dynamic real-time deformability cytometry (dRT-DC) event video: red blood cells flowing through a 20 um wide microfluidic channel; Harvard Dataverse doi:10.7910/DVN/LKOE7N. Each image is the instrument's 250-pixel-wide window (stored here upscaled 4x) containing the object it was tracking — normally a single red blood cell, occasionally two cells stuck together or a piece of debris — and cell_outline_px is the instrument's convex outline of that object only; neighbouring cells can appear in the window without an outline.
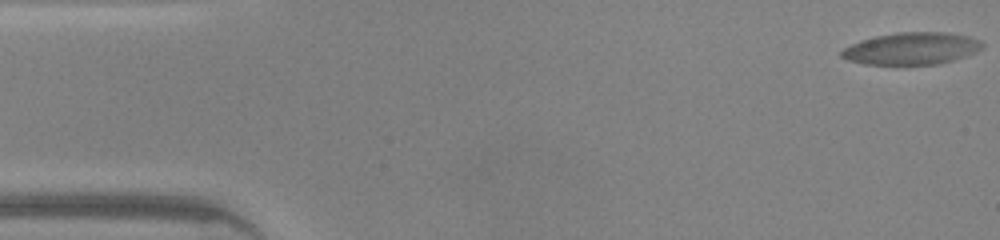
{"species": "common noctule bat (a hibernating species)", "species_latin": "Nyctalus noctula", "temperature_condition": "warm", "stored_images_in_passage": 50, "segment_of_instrument_passage": [1, 2], "camera_frame_rate_fps": 3000, "um_per_image_px": 0.085, "animal": {"sex": "male", "body_mass_g": 20.0, "forearm_length_mm": 53.3}, "frame": {"image": 1, "passage_image": 1, "time_ms": 0.0, "image_size_px": [1000, 240], "cell_outline_px": [[984, 44], [976, 52], [940, 64], [864, 64], [848, 60], [840, 56], [840, 52], [844, 48], [860, 40], [876, 36], [896, 32], [944, 32], [968, 36], [980, 40]], "centroid_in_image_um": [77.47, 4.12], "position_along_channel_um": 7.5, "area_um2": 26.18}}
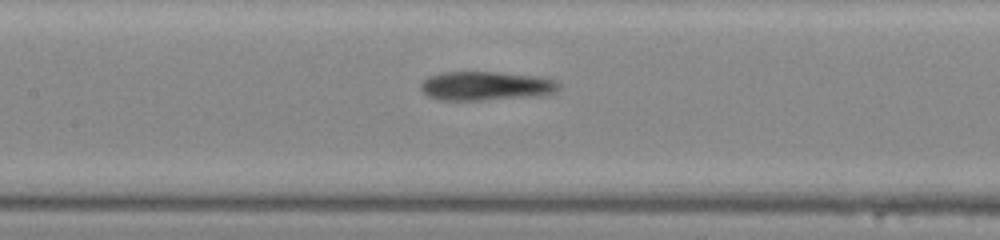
{"frame": {"image": 2, "passage_image": 22, "time_ms": 7.0, "image_size_px": [1000, 240], "cell_outline_px": [[560, 88], [556, 92], [540, 96], [480, 100], [440, 100], [428, 96], [420, 88], [420, 84], [428, 76], [440, 72], [496, 72], [540, 76], [556, 80], [560, 84]], "centroid_in_image_um": [41.33, 7.3], "position_along_channel_um": 166.1, "area_um2": 23.58}}
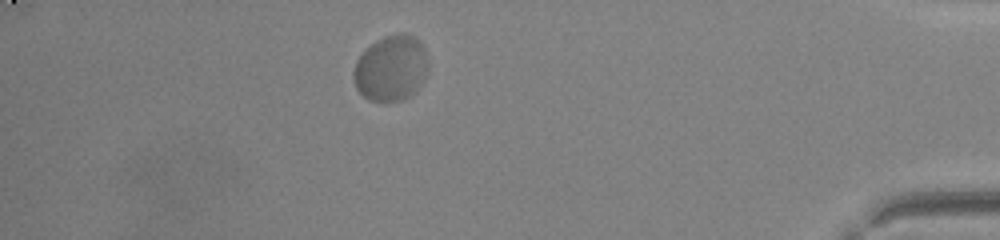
{"frame": {"image": 3, "passage_image": 43, "time_ms": 14.0, "image_size_px": [1000, 240], "cell_outline_px": [[428, 64], [424, 80], [416, 92], [412, 96], [388, 104], [384, 104], [368, 100], [356, 88], [352, 76], [352, 72], [356, 60], [364, 48], [376, 40], [384, 36], [400, 32], [404, 32], [416, 36], [420, 40], [424, 48]], "centroid_in_image_um": [33.22, 5.81], "position_along_channel_um": 402.0, "area_um2": 29.59}}